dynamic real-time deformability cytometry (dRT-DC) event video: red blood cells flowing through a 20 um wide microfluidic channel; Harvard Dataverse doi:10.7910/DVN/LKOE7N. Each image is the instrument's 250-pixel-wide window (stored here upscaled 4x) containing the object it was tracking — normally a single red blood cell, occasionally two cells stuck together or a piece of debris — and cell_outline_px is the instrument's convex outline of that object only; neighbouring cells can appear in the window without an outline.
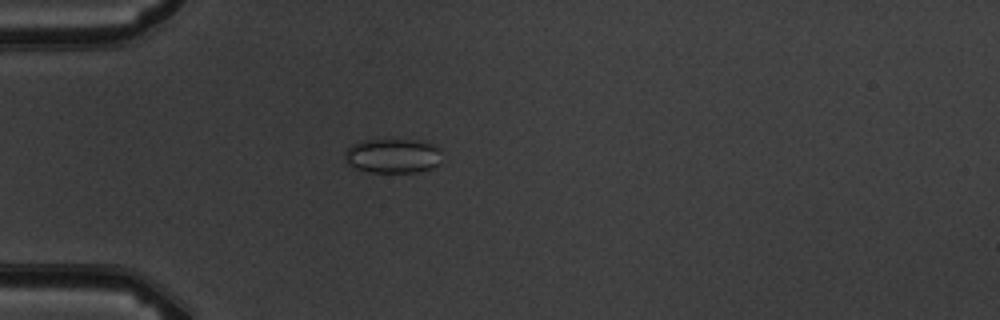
{"species": "common noctule bat (a hibernating species)", "species_latin": "Nyctalus noctula", "temperature_condition": "warm", "stored_images_in_passage": 5, "camera_frame_rate_fps": 3000, "um_per_image_px": 0.085, "animal": {"sex": "male", "body_mass_g": 19.5, "forearm_length_mm": 54.6}, "frame": {"image": 1, "passage_image": 5, "time_ms": 4.333, "image_size_px": [1000, 320], "cell_outline_px": [[440, 164], [432, 168], [420, 172], [368, 172], [344, 164], [344, 152], [352, 144], [364, 140], [420, 140], [432, 144], [440, 148]], "centroid_in_image_um": [33.37, 13.25], "position_along_channel_um": 51.6, "area_um2": 19.83}}